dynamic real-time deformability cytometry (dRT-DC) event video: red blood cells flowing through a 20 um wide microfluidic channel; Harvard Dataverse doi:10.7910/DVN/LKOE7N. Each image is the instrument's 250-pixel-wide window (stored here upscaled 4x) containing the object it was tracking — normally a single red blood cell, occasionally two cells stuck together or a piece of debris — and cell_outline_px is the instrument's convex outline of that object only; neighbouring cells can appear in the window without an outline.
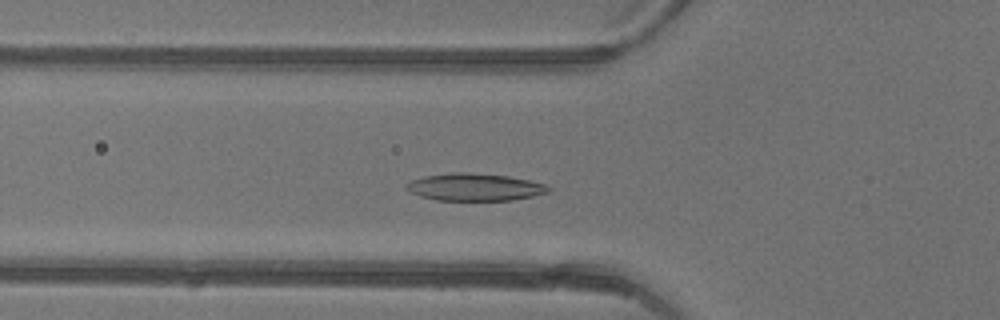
{"species": "common noctule bat (a hibernating species)", "species_latin": "Nyctalus noctula", "temperature_condition": "warm", "stored_images_in_passage": 41, "camera_frame_rate_fps": 3000, "um_per_image_px": 0.085, "animal": {"sex": "female"}, "frame": {"image": 1, "passage_image": 11, "time_ms": 3.333, "image_size_px": [1000, 320], "cell_outline_px": [[552, 192], [512, 200], [436, 200], [420, 196], [404, 188], [404, 184], [412, 180], [424, 176], [452, 172], [468, 172], [508, 176], [528, 180], [544, 184], [552, 188]], "centroid_in_image_um": [40.35, 15.9], "position_along_channel_um": 85.5, "area_um2": 22.72}}
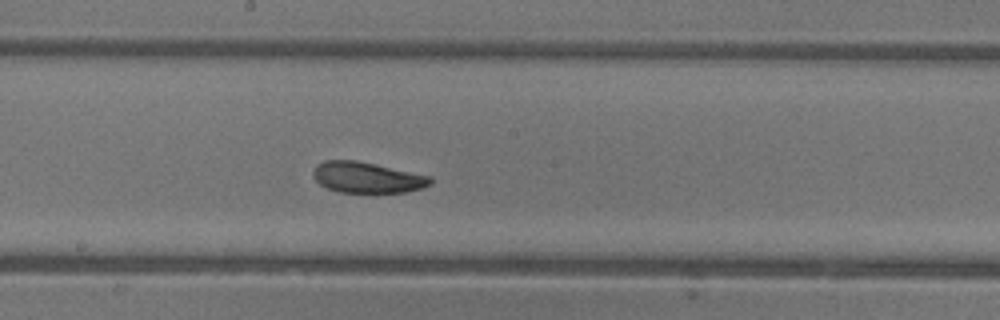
{"frame": {"image": 2, "passage_image": 20, "time_ms": 6.333, "image_size_px": [1000, 320], "cell_outline_px": [[432, 184], [420, 188], [404, 192], [340, 192], [328, 188], [320, 184], [316, 180], [312, 172], [316, 164], [324, 160], [356, 160], [376, 164], [432, 176]], "centroid_in_image_um": [31.2, 15.07], "position_along_channel_um": 217.0, "area_um2": 21.04}}
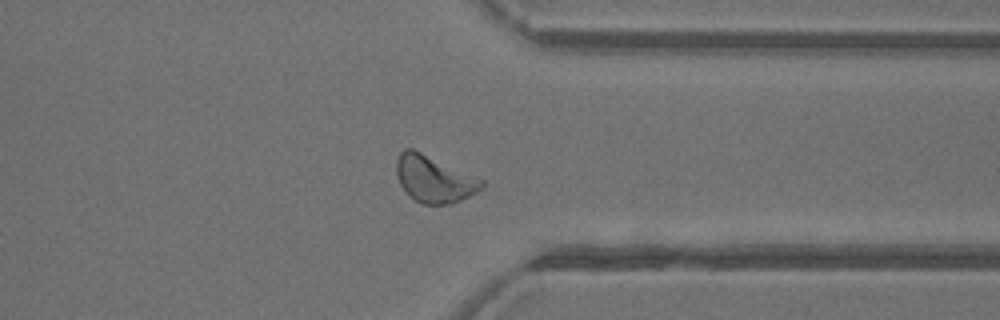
{"frame": {"image": 3, "passage_image": 31, "time_ms": 10.0, "image_size_px": [1000, 320], "cell_outline_px": [[484, 188], [452, 204], [420, 204], [408, 196], [400, 184], [396, 172], [396, 160], [400, 152], [404, 148], [412, 148], [484, 180]], "centroid_in_image_um": [36.87, 15.23], "position_along_channel_um": 374.5, "area_um2": 23.24}, "authors_computed_cell_mechanics": {"area_um2": 22.3686, "velocity_mm_per_s": 4.3646, "shape_relaxation_time_tau1_ms": 2.0997, "shape_relaxation_time_tau2_ms": 2.3118, "deformation_change_tau1": 0.1009, "deformation_change_tau2": 0.0738}}